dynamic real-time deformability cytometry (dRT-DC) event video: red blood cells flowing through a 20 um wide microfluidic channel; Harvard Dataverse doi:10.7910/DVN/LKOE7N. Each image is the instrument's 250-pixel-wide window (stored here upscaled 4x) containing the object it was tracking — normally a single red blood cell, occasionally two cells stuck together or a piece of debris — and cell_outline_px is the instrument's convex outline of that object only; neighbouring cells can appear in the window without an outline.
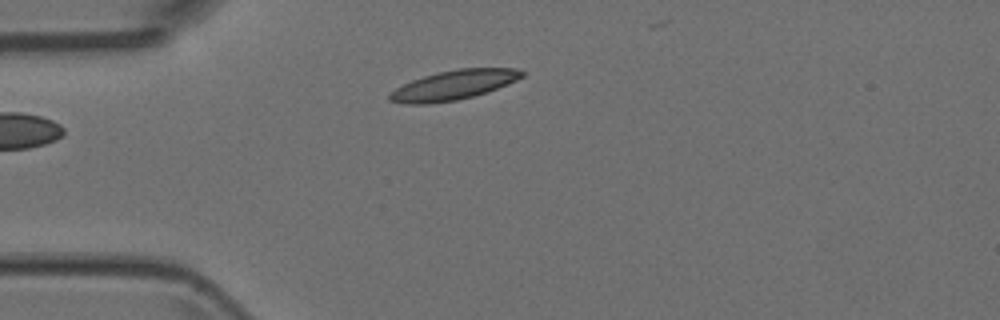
{"species": "Egyptian fruit bat (a non-hibernating species)", "species_latin": "Rousettus aegyptiacus", "temperature_condition": "room temperature", "stored_images_in_passage": 3, "camera_frame_rate_fps": 3000, "um_per_image_px": 0.085, "animal": {"sex": "female"}, "frame": {"image": 1, "passage_image": 3, "time_ms": 0.667, "image_size_px": [1000, 320], "cell_outline_px": [[528, 72], [524, 76], [508, 84], [488, 92], [456, 100], [428, 104], [408, 104], [388, 100], [388, 96], [396, 88], [412, 80], [424, 76], [440, 72], [460, 68], [516, 68]], "centroid_in_image_um": [38.61, 7.22], "position_along_channel_um": 46.4, "area_um2": 22.66}}